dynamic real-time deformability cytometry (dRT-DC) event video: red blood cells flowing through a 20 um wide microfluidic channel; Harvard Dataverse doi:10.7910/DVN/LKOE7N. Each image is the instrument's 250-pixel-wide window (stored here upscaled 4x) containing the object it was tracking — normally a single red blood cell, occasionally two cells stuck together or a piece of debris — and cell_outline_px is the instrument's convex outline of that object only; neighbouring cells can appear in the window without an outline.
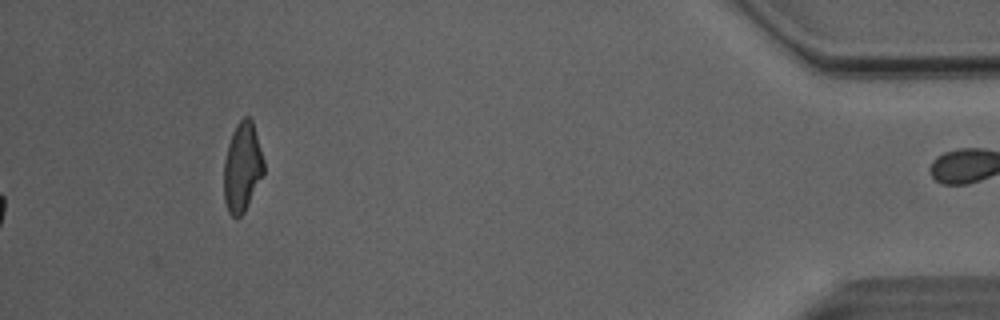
{"species": "Egyptian fruit bat (a non-hibernating species)", "species_latin": "Rousettus aegyptiacus", "temperature_condition": "room temperature", "stored_images_in_passage": 35, "camera_frame_rate_fps": 3000, "um_per_image_px": 0.085, "animal": {"sex": "male"}, "frame": {"image": 1, "passage_image": 35, "time_ms": 11.333, "image_size_px": [1000, 320], "cell_outline_px": [[264, 172], [244, 212], [236, 220], [228, 212], [224, 200], [224, 160], [228, 144], [232, 132], [236, 124], [244, 116], [248, 116], [252, 120], [264, 160]], "centroid_in_image_um": [20.58, 14.21], "position_along_channel_um": 414.6, "area_um2": 20.75}, "authors_computed_cell_mechanics": {"area_um2": 21.7328, "velocity_mm_per_s": 4.0897, "shape_relaxation_time_tau1_ms": 6.9583, "shape_relaxation_time_tau2_ms": 1.6509, "deformation_change_tau1": 0.2012, "deformation_change_tau2": 0.0882}}